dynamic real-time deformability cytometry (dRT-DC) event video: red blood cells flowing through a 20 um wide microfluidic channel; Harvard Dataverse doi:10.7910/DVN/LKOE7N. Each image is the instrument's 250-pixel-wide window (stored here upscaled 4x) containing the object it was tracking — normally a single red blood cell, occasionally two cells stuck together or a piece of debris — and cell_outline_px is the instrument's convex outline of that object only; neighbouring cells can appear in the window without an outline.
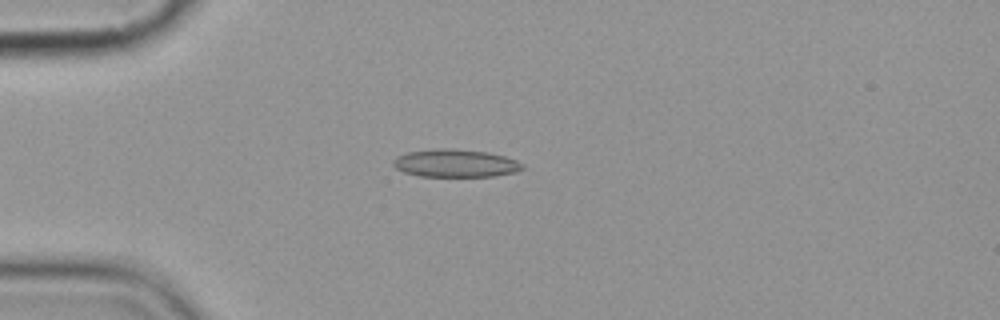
{"species": "common noctule bat (a hibernating species)", "species_latin": "Nyctalus noctula", "temperature_condition": "cold", "stored_images_in_passage": 4, "camera_frame_rate_fps": 3000, "um_per_image_px": 0.085, "animal": {"sex": "female", "body_mass_g": 19.9}, "frame": {"image": 1, "passage_image": 3, "time_ms": 2.667, "image_size_px": [1000, 320], "cell_outline_px": [[524, 168], [516, 172], [496, 176], [420, 176], [404, 172], [396, 168], [392, 164], [392, 160], [396, 156], [408, 152], [432, 148], [452, 148], [488, 152], [504, 156], [516, 160], [524, 164]], "centroid_in_image_um": [38.71, 13.86], "position_along_channel_um": 46.3, "area_um2": 21.15}}